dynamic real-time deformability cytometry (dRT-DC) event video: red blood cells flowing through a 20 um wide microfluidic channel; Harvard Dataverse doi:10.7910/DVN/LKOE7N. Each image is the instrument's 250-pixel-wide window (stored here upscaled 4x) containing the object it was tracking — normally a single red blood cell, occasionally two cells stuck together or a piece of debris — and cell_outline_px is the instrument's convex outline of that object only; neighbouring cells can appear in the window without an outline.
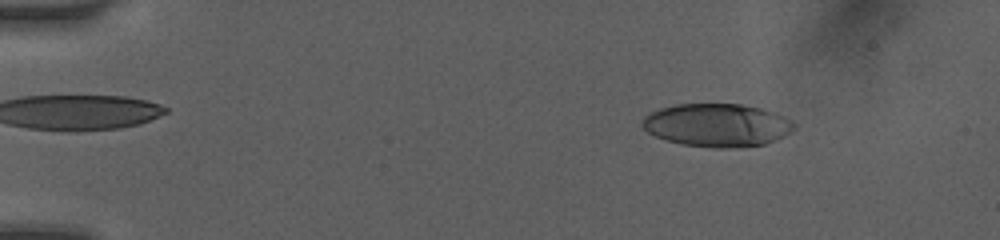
{"species": "human", "species_latin": "Homo sapiens", "temperature_condition": "room temperature", "stored_images_in_passage": 13, "camera_frame_rate_fps": 3000, "um_per_image_px": 0.085, "donor": {"sex": "female"}, "frame": {"image": 1, "passage_image": 8, "time_ms": 2.0, "image_size_px": [1000, 240], "cell_outline_px": [[796, 128], [784, 136], [776, 140], [764, 144], [728, 148], [716, 148], [680, 144], [656, 136], [648, 132], [640, 124], [644, 116], [648, 112], [660, 108], [676, 104], [740, 104], [764, 108], [776, 112], [792, 120], [796, 124]], "centroid_in_image_um": [60.97, 10.62], "position_along_channel_um": 24.0, "area_um2": 38.44}}
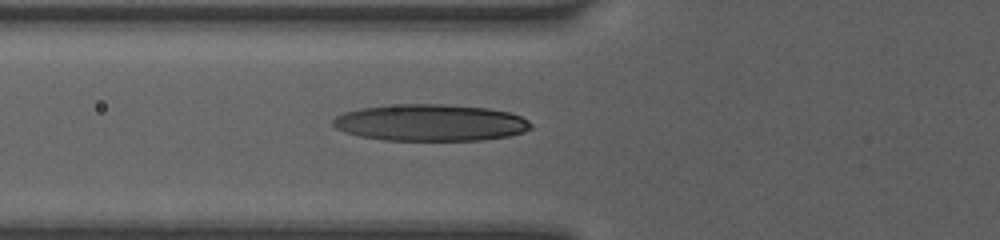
{"frame": {"image": 2, "passage_image": 13, "time_ms": 6.0, "image_size_px": [1000, 240], "cell_outline_px": [[532, 128], [524, 132], [508, 136], [484, 140], [384, 140], [360, 136], [344, 132], [336, 128], [332, 124], [332, 120], [336, 116], [344, 112], [360, 108], [400, 104], [444, 104], [488, 108], [508, 112], [520, 116], [528, 120], [532, 124]], "centroid_in_image_um": [36.59, 10.43], "position_along_channel_um": 89.2, "area_um2": 42.43}}